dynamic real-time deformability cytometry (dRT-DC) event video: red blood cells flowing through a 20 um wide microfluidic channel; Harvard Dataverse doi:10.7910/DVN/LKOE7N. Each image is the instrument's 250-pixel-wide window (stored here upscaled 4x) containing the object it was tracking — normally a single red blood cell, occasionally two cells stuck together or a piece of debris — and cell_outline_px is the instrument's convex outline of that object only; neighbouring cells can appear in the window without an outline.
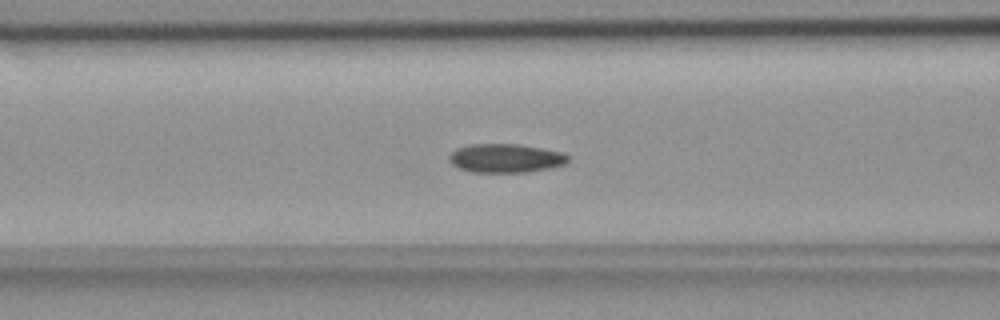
{"species": "common noctule bat (a hibernating species)", "species_latin": "Nyctalus noctula", "temperature_condition": "room temperature", "stored_images_in_passage": 56, "camera_frame_rate_fps": 3000, "um_per_image_px": 0.085, "animal": {"sex": "female", "body_mass_g": 18.4}, "frame": {"image": 1, "passage_image": 23, "time_ms": 7.333, "image_size_px": [1000, 320], "cell_outline_px": [[568, 164], [552, 168], [524, 172], [472, 172], [460, 168], [452, 164], [448, 160], [448, 156], [456, 148], [468, 144], [520, 144], [560, 152], [568, 156]], "centroid_in_image_um": [42.96, 13.45], "position_along_channel_um": 123.6, "area_um2": 20.0}}
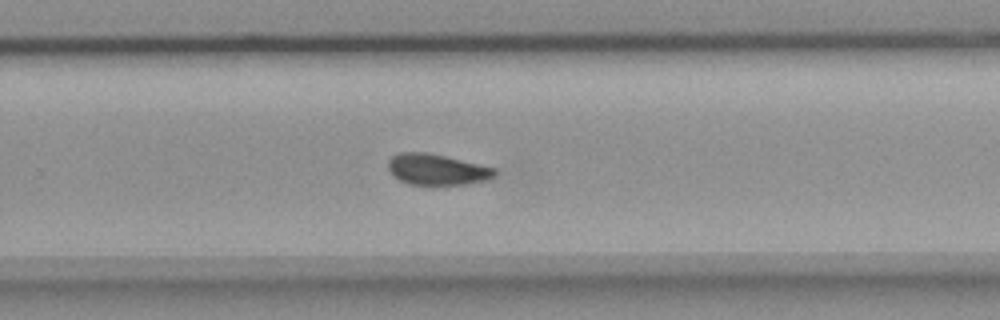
{"frame": {"image": 2, "passage_image": 37, "time_ms": 12.0, "image_size_px": [1000, 320], "cell_outline_px": [[496, 176], [484, 180], [468, 184], [408, 184], [392, 176], [388, 168], [388, 160], [396, 152], [428, 152], [496, 168]], "centroid_in_image_um": [37.1, 14.39], "position_along_channel_um": 292.7, "area_um2": 19.25}}
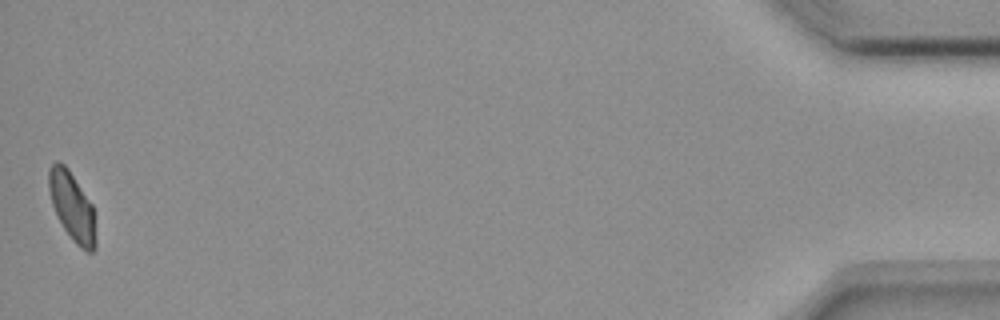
{"frame": {"image": 3, "passage_image": 56, "time_ms": 18.333, "image_size_px": [1000, 320], "cell_outline_px": [[96, 248], [92, 252], [88, 252], [80, 248], [72, 240], [56, 216], [52, 204], [48, 188], [48, 168], [56, 160], [64, 164], [68, 168], [92, 204], [96, 240]], "centroid_in_image_um": [6.11, 17.55], "position_along_channel_um": 429.1, "area_um2": 18.84}, "authors_computed_cell_mechanics": {"area_um2": 19.6809, "velocity_mm_per_s": 3.6349, "shape_relaxation_time_tau1_ms": 10.5927, "shape_relaxation_time_tau2_ms": 8.2834, "deformation_change_tau1": 0.1545, "deformation_change_tau2": 0.1075}}